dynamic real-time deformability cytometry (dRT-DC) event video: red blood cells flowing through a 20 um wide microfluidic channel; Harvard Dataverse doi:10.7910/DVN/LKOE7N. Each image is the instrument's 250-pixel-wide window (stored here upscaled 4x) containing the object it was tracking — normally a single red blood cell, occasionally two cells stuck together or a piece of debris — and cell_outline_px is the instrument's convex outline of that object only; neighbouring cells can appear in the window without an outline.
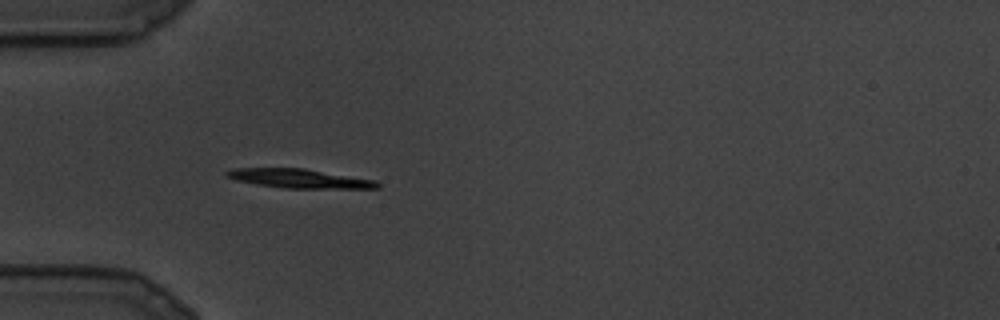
{"species": "common noctule bat (a hibernating species)", "species_latin": "Nyctalus noctula", "temperature_condition": "cold", "stored_images_in_passage": 9, "camera_frame_rate_fps": 3000, "um_per_image_px": 0.085, "animal": {"sex": "male", "body_mass_g": 19.5, "forearm_length_mm": 54.6}, "frame": {"image": 1, "passage_image": 2, "time_ms": 0.333, "image_size_px": [1000, 320], "cell_outline_px": [[380, 188], [284, 188], [256, 184], [236, 180], [224, 176], [224, 172], [232, 168], [304, 168], [376, 180], [380, 184]], "centroid_in_image_um": [25.41, 15.17], "position_along_channel_um": 59.6, "area_um2": 16.76}}
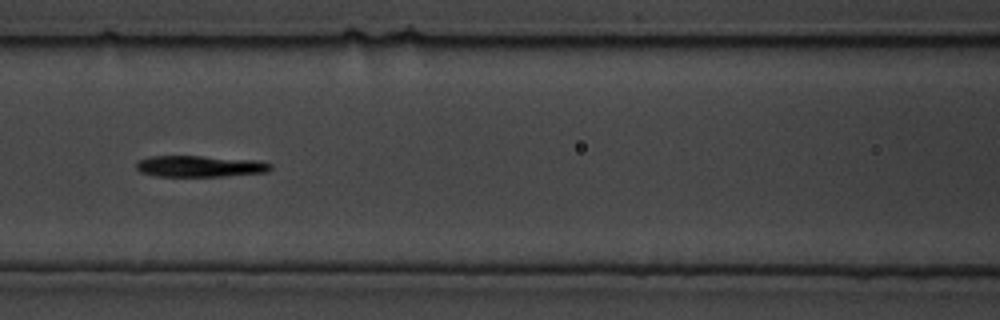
{"frame": {"image": 2, "passage_image": 6, "time_ms": 1.667, "image_size_px": [1000, 320], "cell_outline_px": [[272, 168], [268, 172], [224, 176], [156, 176], [140, 172], [136, 168], [136, 160], [148, 156], [204, 156], [256, 160], [272, 164]], "centroid_in_image_um": [16.96, 14.12], "position_along_channel_um": 149.6, "area_um2": 16.82}}
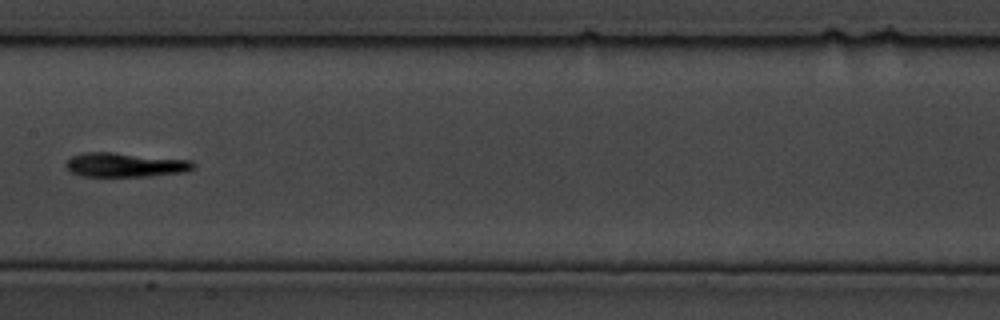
{"frame": {"image": 3, "passage_image": 8, "time_ms": 2.333, "image_size_px": [1000, 320], "cell_outline_px": [[196, 164], [188, 172], [148, 176], [80, 176], [72, 172], [64, 164], [72, 156], [84, 152], [112, 152], [192, 160]], "centroid_in_image_um": [10.67, 14.01], "position_along_channel_um": 196.7, "area_um2": 18.03}}